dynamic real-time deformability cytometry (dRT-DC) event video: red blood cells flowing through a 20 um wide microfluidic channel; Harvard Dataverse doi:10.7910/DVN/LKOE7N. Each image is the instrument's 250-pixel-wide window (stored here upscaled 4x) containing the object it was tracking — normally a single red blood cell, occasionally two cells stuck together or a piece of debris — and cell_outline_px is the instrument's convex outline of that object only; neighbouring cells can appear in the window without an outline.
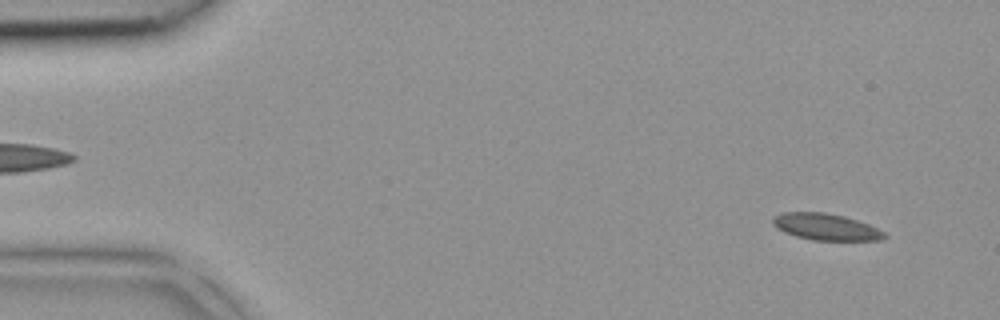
{"species": "common noctule bat (a hibernating species)", "species_latin": "Nyctalus noctula", "temperature_condition": "room temperature", "stored_images_in_passage": 42, "camera_frame_rate_fps": 3000, "um_per_image_px": 0.085, "animal": {"sex": "female", "body_mass_g": 18.4}, "frame": {"image": 1, "passage_image": 2, "time_ms": 0.333, "image_size_px": [1000, 320], "cell_outline_px": [[888, 236], [880, 240], [812, 240], [796, 236], [784, 232], [776, 228], [772, 224], [772, 216], [784, 212], [824, 212], [844, 216], [868, 224], [884, 232]], "centroid_in_image_um": [70.15, 19.28], "position_along_channel_um": 14.8, "area_um2": 17.28}}
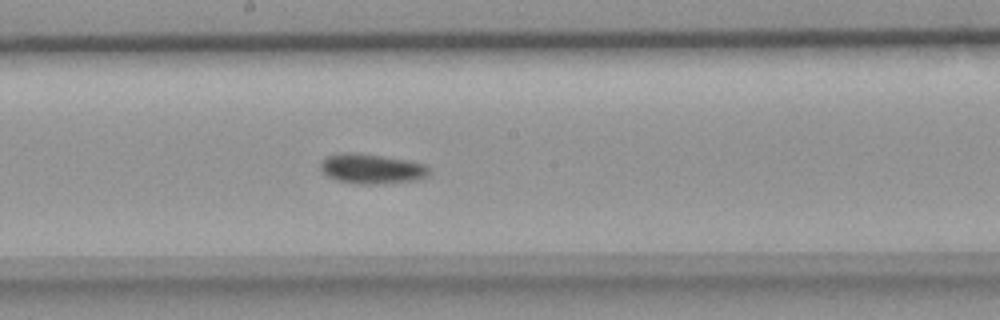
{"frame": {"image": 2, "passage_image": 22, "time_ms": 7.0, "image_size_px": [1000, 320], "cell_outline_px": [[432, 168], [428, 176], [416, 180], [372, 184], [360, 184], [336, 180], [328, 176], [320, 168], [320, 164], [328, 156], [340, 152], [360, 152], [412, 160], [428, 164]], "centroid_in_image_um": [31.67, 14.32], "position_along_channel_um": 216.5, "area_um2": 19.31}}
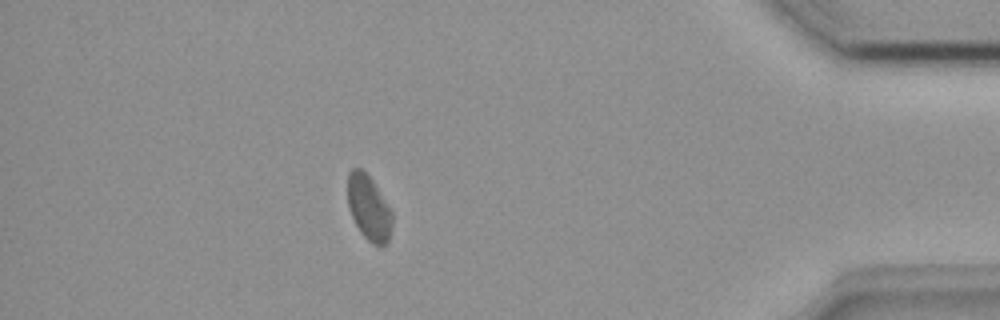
{"frame": {"image": 3, "passage_image": 37, "time_ms": 12.0, "image_size_px": [1000, 320], "cell_outline_px": [[392, 224], [388, 240], [380, 248], [372, 244], [360, 232], [352, 216], [348, 204], [348, 172], [352, 168], [360, 168], [372, 180], [392, 212]], "centroid_in_image_um": [31.34, 17.69], "position_along_channel_um": 403.9, "area_um2": 16.65}}